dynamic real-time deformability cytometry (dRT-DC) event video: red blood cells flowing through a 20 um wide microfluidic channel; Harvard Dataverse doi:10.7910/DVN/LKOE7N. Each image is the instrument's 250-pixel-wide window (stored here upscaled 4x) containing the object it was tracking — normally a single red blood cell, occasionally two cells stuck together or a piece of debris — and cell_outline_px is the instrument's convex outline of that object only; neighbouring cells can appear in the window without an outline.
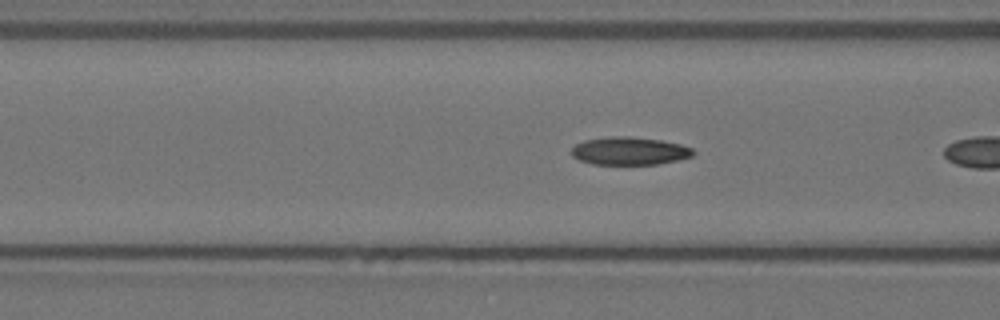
{"species": "Egyptian fruit bat (a non-hibernating species)", "species_latin": "Rousettus aegyptiacus", "temperature_condition": "warm", "stored_images_in_passage": 7, "camera_frame_rate_fps": 3000, "um_per_image_px": 0.085, "animal": {"sex": "female"}, "frame": {"image": 1, "passage_image": 6, "time_ms": 1.667, "image_size_px": [1000, 320], "cell_outline_px": [[696, 152], [692, 156], [676, 160], [656, 164], [592, 164], [580, 160], [572, 156], [572, 148], [576, 144], [584, 140], [608, 136], [628, 136], [660, 140], [680, 144], [692, 148]], "centroid_in_image_um": [53.49, 12.82], "position_along_channel_um": 113.1, "area_um2": 19.71}}